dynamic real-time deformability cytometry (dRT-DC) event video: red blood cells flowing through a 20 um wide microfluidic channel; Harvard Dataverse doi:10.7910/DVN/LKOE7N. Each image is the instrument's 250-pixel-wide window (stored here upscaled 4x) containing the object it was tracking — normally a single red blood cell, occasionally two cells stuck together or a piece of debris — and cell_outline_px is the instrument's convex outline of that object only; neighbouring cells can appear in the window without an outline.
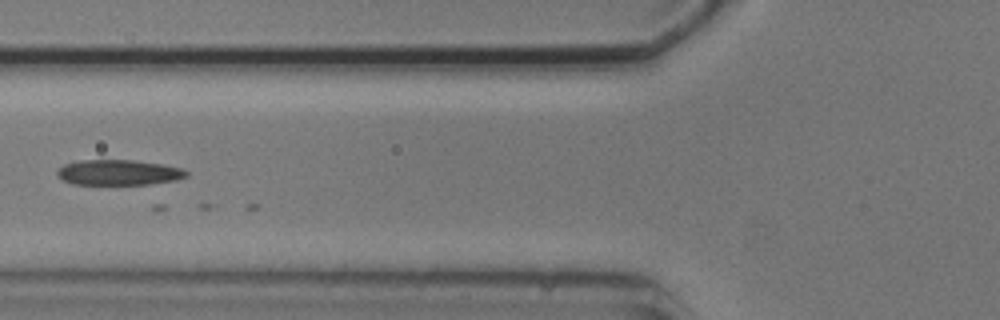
{"species": "common noctule bat (a hibernating species)", "species_latin": "Nyctalus noctula", "temperature_condition": "cold", "stored_images_in_passage": 2, "camera_frame_rate_fps": 3000, "um_per_image_px": 0.085, "animal": {"sex": "male", "body_mass_g": 20.5, "forearm_length_mm": 52.5}, "frame": {"image": 1, "passage_image": 2, "time_ms": 1.0, "image_size_px": [1000, 320], "cell_outline_px": [[188, 176], [176, 180], [148, 184], [72, 184], [64, 180], [56, 172], [64, 164], [80, 160], [132, 160], [160, 164], [184, 168], [188, 172]], "centroid_in_image_um": [10.12, 14.66], "position_along_channel_um": 115.7, "area_um2": 18.96}}